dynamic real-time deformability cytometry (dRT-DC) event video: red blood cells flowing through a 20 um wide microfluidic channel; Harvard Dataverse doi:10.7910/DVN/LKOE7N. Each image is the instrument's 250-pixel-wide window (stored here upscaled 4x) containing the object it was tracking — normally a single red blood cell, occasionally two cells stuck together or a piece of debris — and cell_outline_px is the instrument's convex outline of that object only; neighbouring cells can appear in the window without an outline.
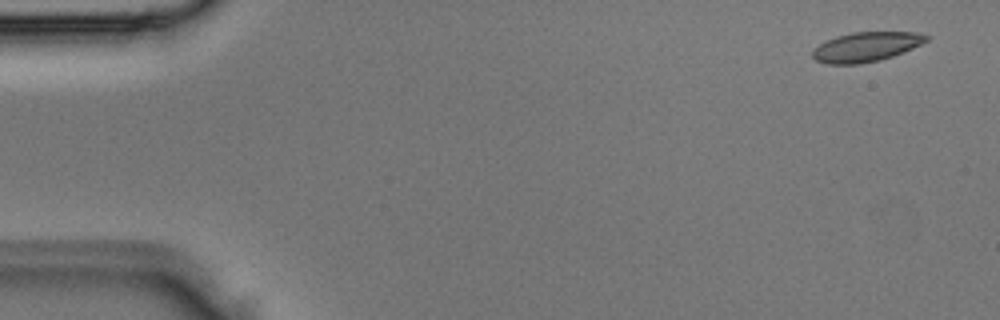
{"species": "Egyptian fruit bat (a non-hibernating species)", "species_latin": "Rousettus aegyptiacus", "temperature_condition": "room temperature", "stored_images_in_passage": 4, "camera_frame_rate_fps": 3000, "um_per_image_px": 0.085, "animal": {"sex": "male"}, "frame": {"image": 1, "passage_image": 1, "time_ms": 0.0, "image_size_px": [1000, 320], "cell_outline_px": [[928, 40], [904, 52], [880, 60], [860, 64], [824, 64], [816, 60], [812, 56], [812, 52], [820, 44], [836, 36], [852, 32], [916, 32], [928, 36]], "centroid_in_image_um": [73.61, 3.99], "position_along_channel_um": 11.4, "area_um2": 19.48}}